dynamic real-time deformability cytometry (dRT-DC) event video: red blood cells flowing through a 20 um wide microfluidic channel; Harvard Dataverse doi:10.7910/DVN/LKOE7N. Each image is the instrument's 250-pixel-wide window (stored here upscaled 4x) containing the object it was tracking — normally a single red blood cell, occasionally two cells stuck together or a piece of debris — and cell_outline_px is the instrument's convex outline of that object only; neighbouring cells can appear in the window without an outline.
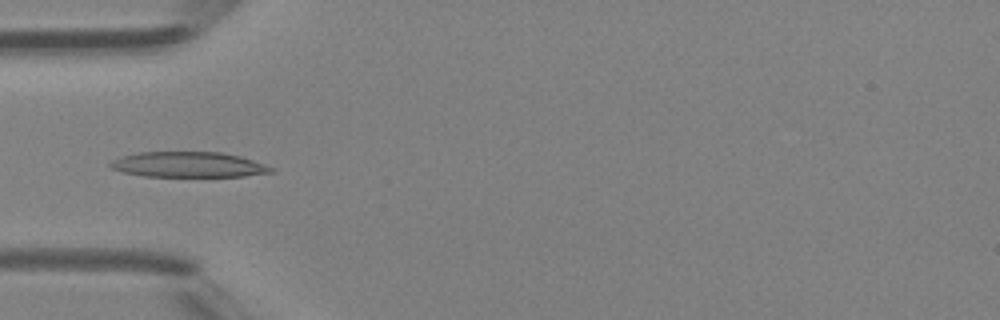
{"species": "Egyptian fruit bat (a non-hibernating species)", "species_latin": "Rousettus aegyptiacus", "temperature_condition": "room temperature", "stored_images_in_passage": 45, "camera_frame_rate_fps": 3000, "um_per_image_px": 0.085, "animal": {"sex": "female"}, "frame": {"image": 1, "passage_image": 14, "time_ms": 4.333, "image_size_px": [1000, 320], "cell_outline_px": [[276, 172], [244, 176], [144, 176], [124, 172], [112, 168], [108, 164], [112, 160], [124, 156], [140, 152], [220, 152], [240, 156], [276, 168]], "centroid_in_image_um": [16.07, 13.99], "position_along_channel_um": 68.9, "area_um2": 23.64}}
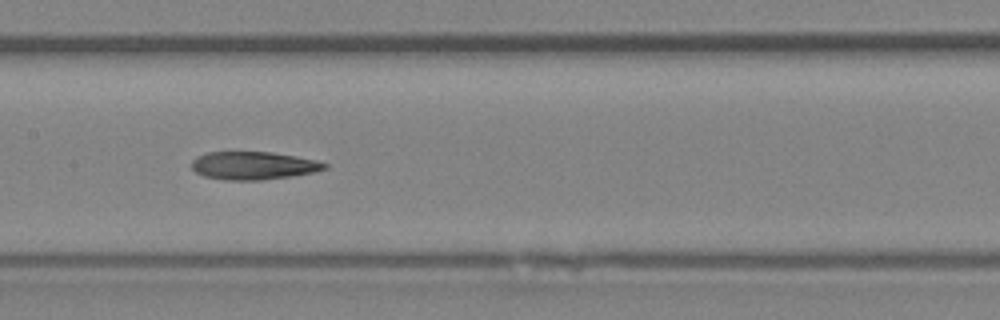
{"frame": {"image": 2, "passage_image": 22, "time_ms": 7.0, "image_size_px": [1000, 320], "cell_outline_px": [[328, 168], [312, 172], [288, 176], [260, 180], [224, 180], [204, 176], [196, 172], [192, 168], [192, 160], [196, 156], [208, 152], [272, 152], [296, 156], [316, 160], [328, 164]], "centroid_in_image_um": [21.51, 14.07], "position_along_channel_um": 185.9, "area_um2": 21.56}}
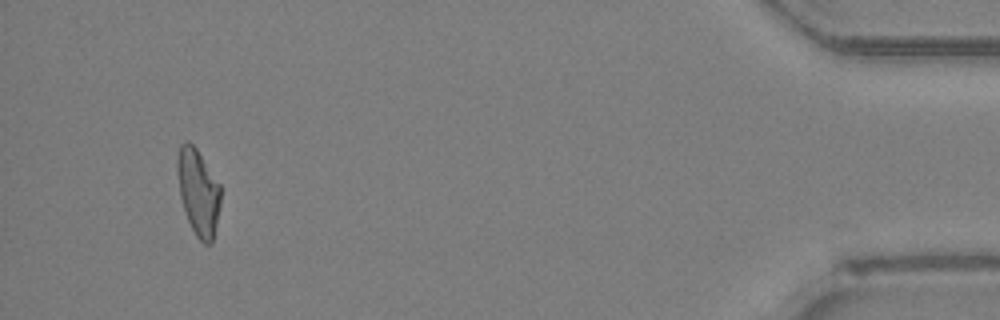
{"frame": {"image": 3, "passage_image": 43, "time_ms": 14.0, "image_size_px": [1000, 320], "cell_outline_px": [[220, 204], [212, 244], [204, 244], [196, 236], [184, 212], [180, 196], [176, 172], [176, 156], [180, 144], [184, 140], [188, 140], [196, 148], [220, 184]], "centroid_in_image_um": [16.82, 16.29], "position_along_channel_um": 418.4, "area_um2": 21.96}}